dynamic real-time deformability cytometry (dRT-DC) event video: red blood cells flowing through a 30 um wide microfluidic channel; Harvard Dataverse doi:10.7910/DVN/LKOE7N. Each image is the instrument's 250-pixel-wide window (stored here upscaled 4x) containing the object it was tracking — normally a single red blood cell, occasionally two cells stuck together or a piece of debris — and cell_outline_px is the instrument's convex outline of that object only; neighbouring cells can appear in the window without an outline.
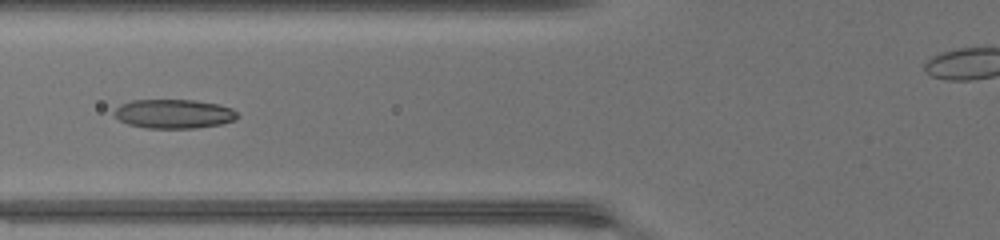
{"species": "common noctule bat (a hibernating species)", "species_latin": "Nyctalus noctula", "temperature_condition": "warm", "stored_images_in_passage": 44, "camera_frame_rate_fps": 3000, "um_per_image_px": 0.085, "animal": {"sex": "female", "body_mass_g": 17.0, "forearm_length_mm": 48.0}, "frame": {"image": 1, "passage_image": 15, "time_ms": 4.667, "image_size_px": [1000, 240], "cell_outline_px": [[240, 116], [236, 120], [220, 124], [196, 128], [144, 128], [128, 124], [120, 120], [112, 112], [120, 104], [132, 100], [192, 100], [216, 104], [232, 108]], "centroid_in_image_um": [14.77, 9.68], "position_along_channel_um": 111.0, "area_um2": 20.92}}
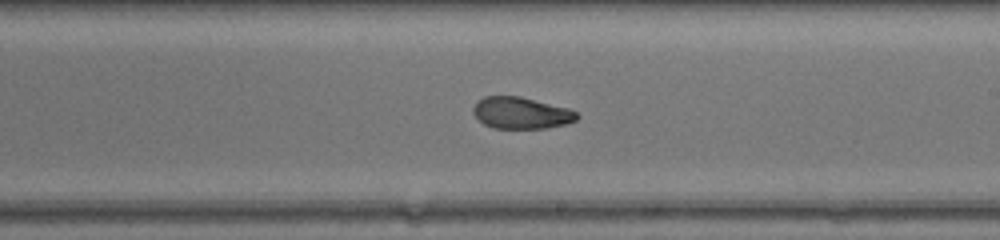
{"frame": {"image": 2, "passage_image": 24, "time_ms": 7.667, "image_size_px": [1000, 240], "cell_outline_px": [[580, 116], [576, 120], [568, 124], [544, 128], [492, 128], [484, 124], [472, 112], [472, 108], [484, 96], [520, 96], [568, 108], [576, 112]], "centroid_in_image_um": [44.32, 9.6], "position_along_channel_um": 244.7, "area_um2": 19.07}}
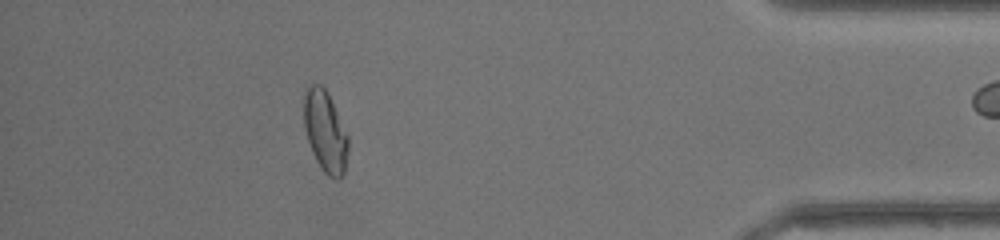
{"frame": {"image": 3, "passage_image": 38, "time_ms": 12.333, "image_size_px": [1000, 240], "cell_outline_px": [[348, 152], [344, 172], [336, 180], [328, 176], [324, 172], [316, 160], [312, 152], [304, 128], [304, 92], [312, 84], [320, 84], [324, 88], [348, 136]], "centroid_in_image_um": [27.63, 11.21], "position_along_channel_um": 407.6, "area_um2": 20.52}, "authors_computed_cell_mechanics": {"area_um2": 20.6346, "velocity_mm_per_s": 4.469, "shape_relaxation_time_tau1_ms": null, "shape_relaxation_time_tau2_ms": 1.3906, "deformation_change_tau1": null, "deformation_change_tau2": 0.0627}}